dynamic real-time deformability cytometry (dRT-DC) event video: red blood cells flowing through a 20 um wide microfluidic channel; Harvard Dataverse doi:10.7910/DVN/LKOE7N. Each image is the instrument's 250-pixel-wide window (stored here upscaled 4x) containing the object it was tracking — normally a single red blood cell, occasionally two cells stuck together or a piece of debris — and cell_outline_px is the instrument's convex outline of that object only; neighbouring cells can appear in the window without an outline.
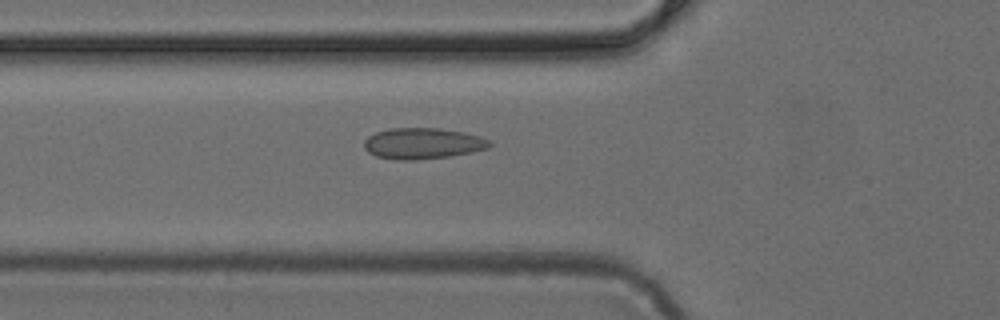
{"species": "common noctule bat (a hibernating species)", "species_latin": "Nyctalus noctula", "temperature_condition": "cold", "stored_images_in_passage": 33, "camera_frame_rate_fps": 3000, "um_per_image_px": 0.085, "animal": {"sex": "female", "body_mass_g": 24.6, "forearm_length_mm": 56.2}, "frame": {"image": 1, "passage_image": 4, "time_ms": 1.0, "image_size_px": [1000, 320], "cell_outline_px": [[492, 144], [488, 148], [472, 152], [448, 156], [412, 160], [400, 160], [376, 156], [368, 152], [364, 148], [364, 140], [368, 136], [376, 132], [392, 128], [440, 128], [464, 132], [480, 136], [492, 140]], "centroid_in_image_um": [35.95, 12.18], "position_along_channel_um": 89.9, "area_um2": 22.72}}
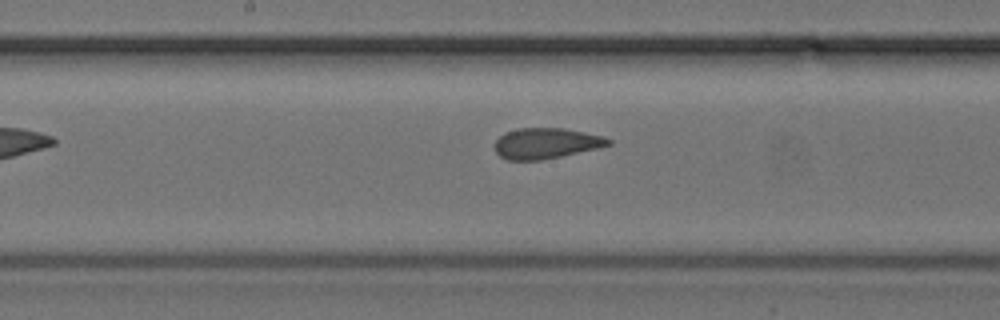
{"frame": {"image": 2, "passage_image": 12, "time_ms": 3.667, "image_size_px": [1000, 320], "cell_outline_px": [[612, 144], [600, 148], [540, 160], [508, 160], [500, 156], [496, 152], [496, 140], [504, 132], [520, 128], [564, 128], [604, 136], [612, 140]], "centroid_in_image_um": [46.45, 12.18], "position_along_channel_um": 201.8, "area_um2": 20.29}}
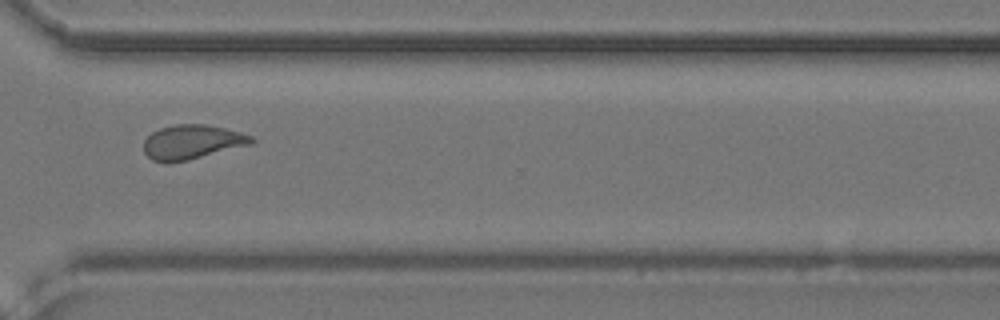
{"frame": {"image": 3, "passage_image": 23, "time_ms": 7.333, "image_size_px": [1000, 320], "cell_outline_px": [[256, 140], [252, 144], [188, 160], [152, 160], [144, 152], [144, 140], [152, 132], [160, 128], [176, 124], [204, 124], [224, 128], [240, 132], [252, 136]], "centroid_in_image_um": [16.36, 12.04], "position_along_channel_um": 354.2, "area_um2": 21.15}}